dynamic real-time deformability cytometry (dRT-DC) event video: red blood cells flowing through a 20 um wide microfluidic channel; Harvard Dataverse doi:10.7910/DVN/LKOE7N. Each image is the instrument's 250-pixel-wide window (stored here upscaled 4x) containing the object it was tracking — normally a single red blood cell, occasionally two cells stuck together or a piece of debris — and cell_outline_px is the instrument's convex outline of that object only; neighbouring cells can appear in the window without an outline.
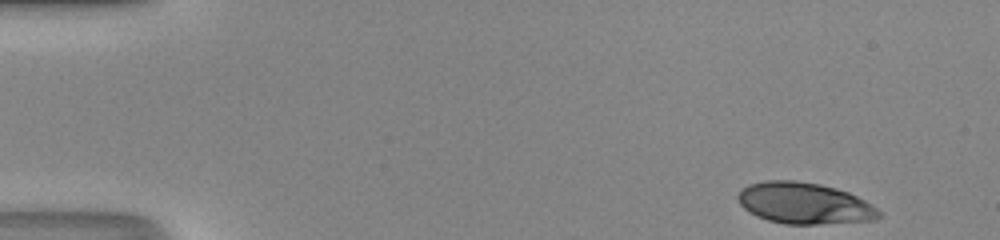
{"species": "human", "species_latin": "Homo sapiens", "temperature_condition": "room temperature", "stored_images_in_passage": 46, "camera_frame_rate_fps": 3000, "um_per_image_px": 0.085, "donor": {"sex": "male"}, "frame": {"image": 1, "passage_image": 1, "time_ms": 0.0, "image_size_px": [1000, 240], "cell_outline_px": [[880, 216], [876, 220], [816, 224], [784, 224], [768, 220], [756, 216], [748, 212], [740, 204], [736, 196], [740, 188], [748, 184], [764, 180], [792, 180], [820, 184], [836, 188], [848, 192], [872, 204], [880, 212]], "centroid_in_image_um": [68.32, 17.27], "position_along_channel_um": 16.7, "area_um2": 34.16}}
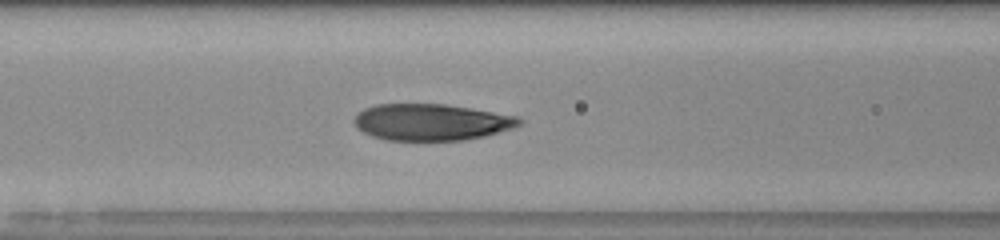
{"frame": {"image": 2, "passage_image": 18, "time_ms": 5.667, "image_size_px": [1000, 240], "cell_outline_px": [[524, 124], [512, 128], [484, 136], [464, 140], [388, 140], [372, 136], [356, 128], [352, 120], [364, 108], [376, 104], [444, 104], [520, 116], [524, 120]], "centroid_in_image_um": [36.69, 10.38], "position_along_channel_um": 129.9, "area_um2": 35.26}}
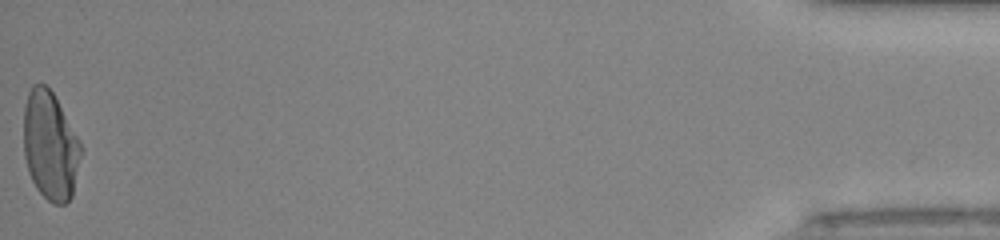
{"frame": {"image": 3, "passage_image": 46, "time_ms": 15.0, "image_size_px": [1000, 240], "cell_outline_px": [[84, 148], [72, 196], [64, 204], [52, 204], [36, 188], [28, 172], [24, 156], [24, 104], [28, 92], [32, 84], [44, 84], [52, 92], [80, 140]], "centroid_in_image_um": [4.28, 12.4], "position_along_channel_um": 430.9, "area_um2": 36.59}, "authors_computed_cell_mechanics": {"area_um2": 35.7782, "velocity_mm_per_s": 4.2677, "shape_relaxation_time_tau1_ms": 5.8687, "shape_relaxation_time_tau2_ms": null, "deformation_change_tau1": 0.2336, "deformation_change_tau2": null}}